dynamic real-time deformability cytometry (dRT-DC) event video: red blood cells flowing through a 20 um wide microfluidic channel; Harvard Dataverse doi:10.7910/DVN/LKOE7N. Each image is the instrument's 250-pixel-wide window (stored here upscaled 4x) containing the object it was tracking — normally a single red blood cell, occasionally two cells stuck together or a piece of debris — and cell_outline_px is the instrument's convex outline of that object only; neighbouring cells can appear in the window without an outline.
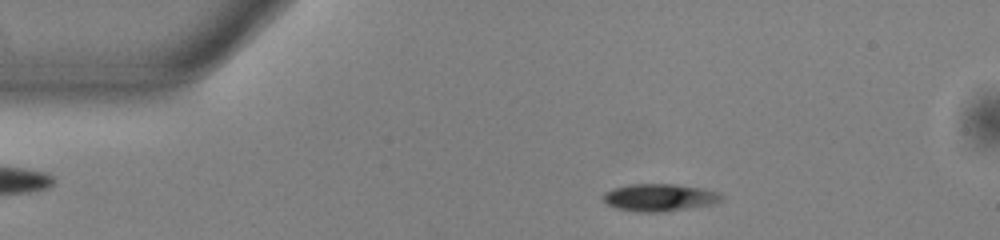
{"species": "common noctule bat (a hibernating species)", "species_latin": "Nyctalus noctula", "temperature_condition": "warm", "stored_images_in_passage": 50, "camera_frame_rate_fps": 3000, "um_per_image_px": 0.085, "animal": {"sex": "male", "body_mass_g": 13.0, "forearm_length_mm": 53.1}, "frame": {"image": 1, "passage_image": 8, "time_ms": 2.333, "image_size_px": [1000, 240], "cell_outline_px": [[724, 200], [712, 204], [664, 212], [636, 212], [616, 208], [608, 204], [604, 200], [604, 192], [612, 188], [628, 184], [676, 184], [704, 188], [720, 192], [724, 196]], "centroid_in_image_um": [56.1, 16.78], "position_along_channel_um": 28.9, "area_um2": 19.13}}
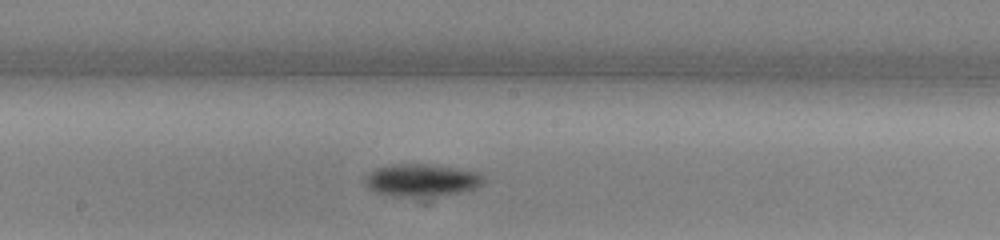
{"frame": {"image": 2, "passage_image": 26, "time_ms": 8.333, "image_size_px": [1000, 240], "cell_outline_px": [[484, 184], [476, 188], [460, 192], [412, 196], [392, 196], [372, 192], [368, 188], [364, 180], [368, 172], [376, 168], [392, 164], [424, 164], [456, 168], [480, 172], [484, 176]], "centroid_in_image_um": [35.81, 15.3], "position_along_channel_um": 212.4, "area_um2": 22.25}}
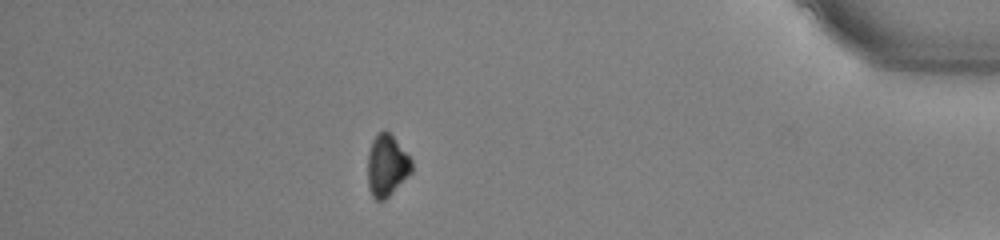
{"frame": {"image": 3, "passage_image": 44, "time_ms": 14.333, "image_size_px": [1000, 240], "cell_outline_px": [[412, 172], [384, 200], [376, 200], [372, 196], [368, 188], [368, 156], [372, 140], [384, 128], [392, 136], [412, 160]], "centroid_in_image_um": [32.87, 14.08], "position_along_channel_um": 402.3, "area_um2": 15.55}, "authors_computed_cell_mechanics": {"area_um2": 19.1607, "velocity_mm_per_s": 3.9459, "shape_relaxation_time_tau1_ms": 1.5842, "shape_relaxation_time_tau2_ms": null, "deformation_change_tau1": 0.0858, "deformation_change_tau2": null}}